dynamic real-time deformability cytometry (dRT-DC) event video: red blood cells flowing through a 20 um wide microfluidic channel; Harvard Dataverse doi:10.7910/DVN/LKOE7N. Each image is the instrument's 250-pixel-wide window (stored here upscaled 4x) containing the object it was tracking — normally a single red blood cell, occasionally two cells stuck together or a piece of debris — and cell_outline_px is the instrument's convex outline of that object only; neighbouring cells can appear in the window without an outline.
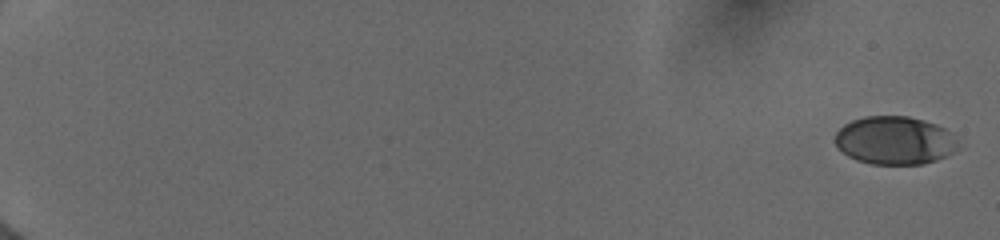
{"species": "human", "species_latin": "Homo sapiens", "temperature_condition": "cold", "stored_images_in_passage": 26, "segment_of_instrument_passage": [1, 2], "camera_frame_rate_fps": 3000, "um_per_image_px": 0.085, "donor": {"sex": "female"}, "frame": {"image": 1, "passage_image": 1, "time_ms": 0.0, "image_size_px": [1000, 240], "cell_outline_px": [[956, 152], [936, 160], [924, 164], [872, 164], [856, 160], [848, 156], [836, 144], [836, 132], [844, 124], [852, 120], [864, 116], [908, 116], [924, 120], [936, 124], [944, 128], [956, 140]], "centroid_in_image_um": [76.04, 11.94], "position_along_channel_um": 9.0, "area_um2": 34.39}}
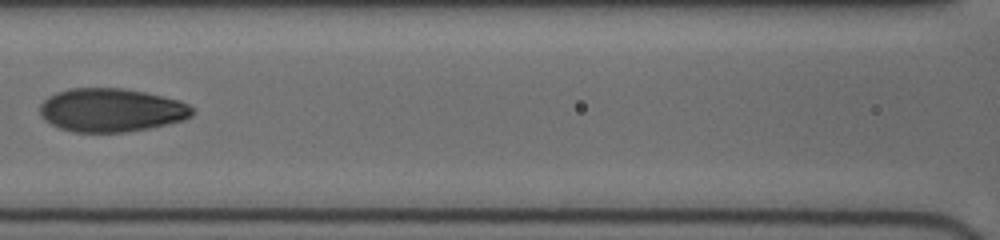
{"frame": {"image": 2, "passage_image": 16, "time_ms": 9.333, "image_size_px": [1000, 240], "cell_outline_px": [[192, 116], [184, 120], [148, 128], [124, 132], [76, 132], [60, 128], [44, 120], [40, 116], [40, 104], [48, 96], [56, 92], [68, 88], [124, 88], [144, 92], [180, 100], [188, 104], [192, 108]], "centroid_in_image_um": [9.43, 9.35], "position_along_channel_um": 157.2, "area_um2": 38.61}}
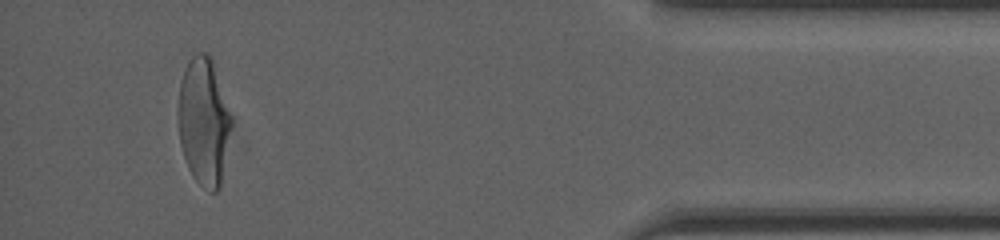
{"frame": {"image": 3, "passage_image": 24, "time_ms": 17.0, "image_size_px": [1000, 240], "cell_outline_px": [[232, 124], [220, 188], [216, 192], [208, 192], [192, 176], [188, 168], [180, 144], [176, 112], [180, 84], [188, 60], [196, 52], [208, 52], [212, 60], [232, 116]], "centroid_in_image_um": [17.31, 10.33], "position_along_channel_um": 417.9, "area_um2": 40.0}}